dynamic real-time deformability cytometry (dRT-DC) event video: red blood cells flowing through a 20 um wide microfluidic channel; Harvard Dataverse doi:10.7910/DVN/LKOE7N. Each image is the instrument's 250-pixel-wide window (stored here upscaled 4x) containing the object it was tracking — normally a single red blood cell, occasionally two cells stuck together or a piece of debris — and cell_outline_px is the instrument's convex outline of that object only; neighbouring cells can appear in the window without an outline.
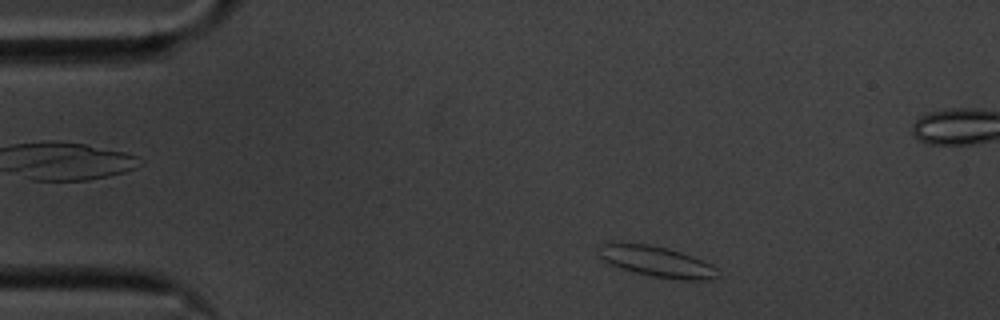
{"species": "common noctule bat (a hibernating species)", "species_latin": "Nyctalus noctula", "temperature_condition": "cold", "stored_images_in_passage": 52, "camera_frame_rate_fps": 3000, "um_per_image_px": 0.085, "animal": {"sex": "male", "body_mass_g": 20.1, "forearm_length_mm": 53.5}, "frame": {"image": 1, "passage_image": 4, "time_ms": 1.0, "image_size_px": [1000, 320], "cell_outline_px": [[716, 276], [704, 280], [680, 280], [652, 276], [620, 268], [608, 264], [600, 256], [600, 244], [648, 244], [680, 252], [692, 256], [712, 264], [716, 268]], "centroid_in_image_um": [55.84, 22.25], "position_along_channel_um": 29.2, "area_um2": 20.63}}
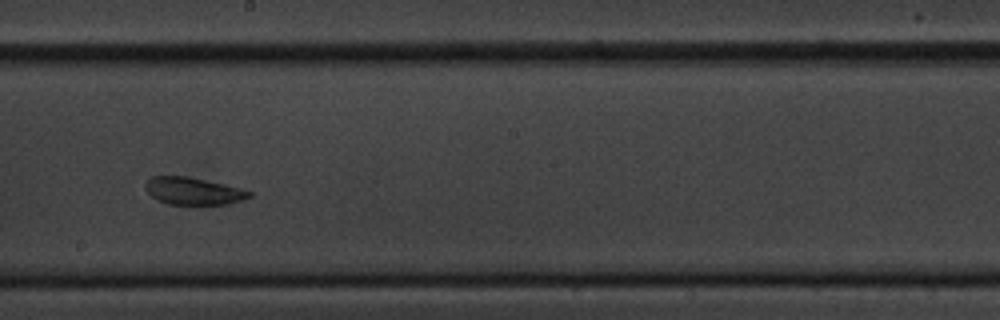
{"frame": {"image": 2, "passage_image": 26, "time_ms": 8.333, "image_size_px": [1000, 320], "cell_outline_px": [[252, 196], [244, 200], [228, 204], [168, 204], [156, 200], [148, 192], [144, 184], [152, 176], [188, 176], [224, 184], [240, 188], [252, 192]], "centroid_in_image_um": [16.44, 16.24], "position_along_channel_um": 231.8, "area_um2": 16.53}}
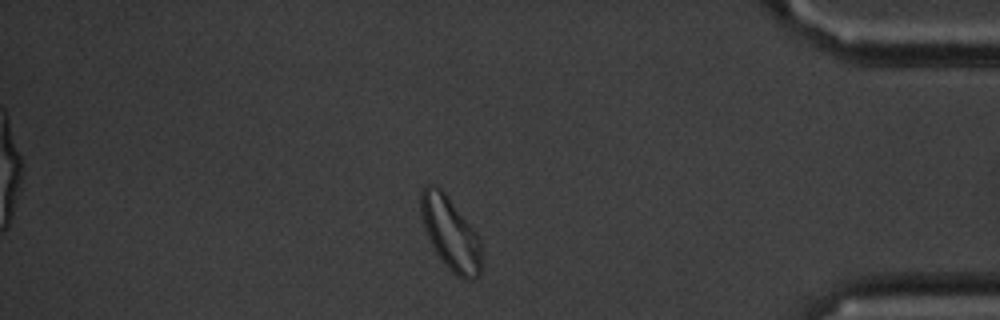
{"frame": {"image": 3, "passage_image": 43, "time_ms": 14.0, "image_size_px": [1000, 320], "cell_outline_px": [[480, 276], [472, 280], [460, 280], [448, 268], [436, 252], [428, 236], [420, 212], [420, 192], [428, 184], [432, 184], [440, 188], [444, 192], [480, 236]], "centroid_in_image_um": [38.3, 19.86], "position_along_channel_um": 396.9, "area_um2": 25.61}, "authors_computed_cell_mechanics": {"area_um2": 19.074, "velocity_mm_per_s": 3.4893, "shape_relaxation_time_tau1_ms": null, "shape_relaxation_time_tau2_ms": 1.7319, "deformation_change_tau1": null, "deformation_change_tau2": 0.0574}}